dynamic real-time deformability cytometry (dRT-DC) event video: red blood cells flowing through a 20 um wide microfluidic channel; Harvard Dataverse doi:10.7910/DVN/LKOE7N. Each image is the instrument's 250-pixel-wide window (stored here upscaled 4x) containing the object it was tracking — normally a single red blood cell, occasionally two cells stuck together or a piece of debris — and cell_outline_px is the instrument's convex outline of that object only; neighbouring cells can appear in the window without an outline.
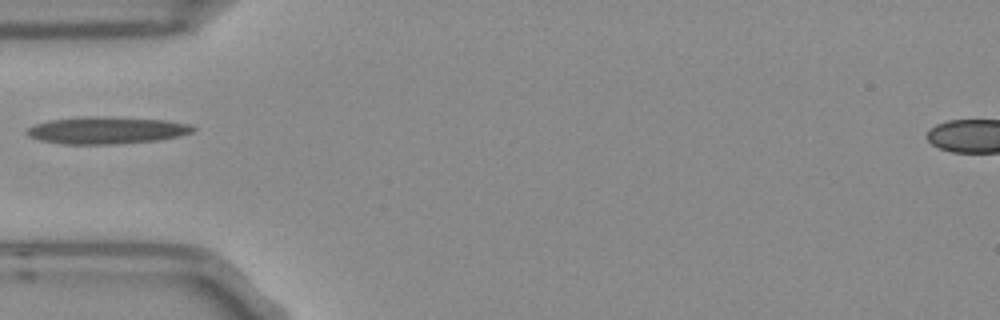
{"species": "Egyptian fruit bat (a non-hibernating species)", "species_latin": "Rousettus aegyptiacus", "temperature_condition": "room temperature", "stored_images_in_passage": 30, "camera_frame_rate_fps": 3000, "um_per_image_px": 0.085, "frame": {"image": 1, "passage_image": 1, "time_ms": 0.0, "image_size_px": [1000, 320], "cell_outline_px": [[196, 128], [192, 132], [176, 136], [156, 140], [112, 144], [64, 144], [40, 140], [28, 136], [28, 128], [36, 124], [48, 120], [80, 116], [104, 116], [168, 120], [192, 124]], "centroid_in_image_um": [9.06, 11.06], "position_along_channel_um": 75.9, "area_um2": 26.24}}
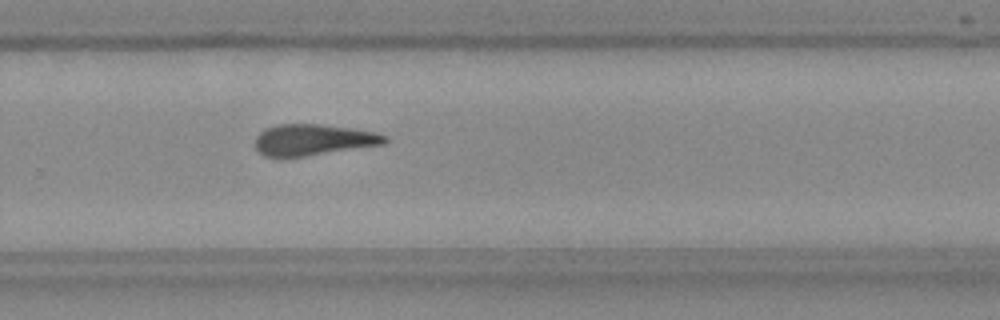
{"frame": {"image": 2, "passage_image": 19, "time_ms": 6.0, "image_size_px": [1000, 320], "cell_outline_px": [[388, 140], [384, 144], [304, 156], [276, 160], [264, 156], [256, 152], [256, 136], [264, 128], [280, 124], [320, 124], [352, 128], [376, 132], [388, 136]], "centroid_in_image_um": [26.56, 11.91], "position_along_channel_um": 303.2, "area_um2": 24.04}}
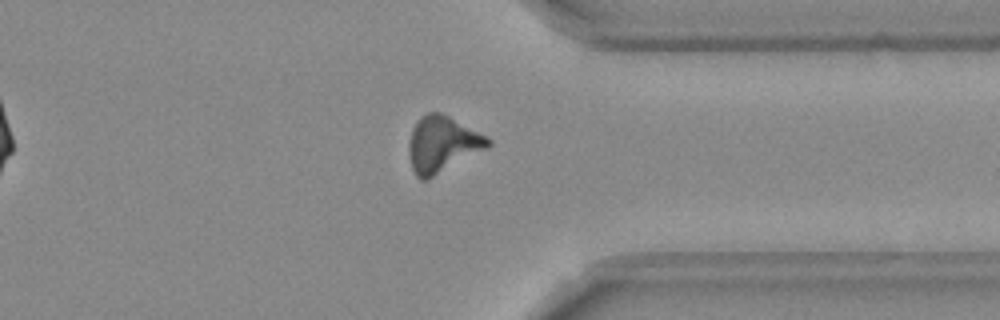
{"frame": {"image": 3, "passage_image": 25, "time_ms": 8.0, "image_size_px": [1000, 320], "cell_outline_px": [[492, 144], [488, 148], [424, 180], [420, 180], [416, 176], [412, 168], [408, 148], [408, 144], [412, 128], [416, 120], [420, 116], [428, 112], [440, 112], [488, 136], [492, 140]], "centroid_in_image_um": [37.59, 12.23], "position_along_channel_um": 373.8, "area_um2": 25.72}}